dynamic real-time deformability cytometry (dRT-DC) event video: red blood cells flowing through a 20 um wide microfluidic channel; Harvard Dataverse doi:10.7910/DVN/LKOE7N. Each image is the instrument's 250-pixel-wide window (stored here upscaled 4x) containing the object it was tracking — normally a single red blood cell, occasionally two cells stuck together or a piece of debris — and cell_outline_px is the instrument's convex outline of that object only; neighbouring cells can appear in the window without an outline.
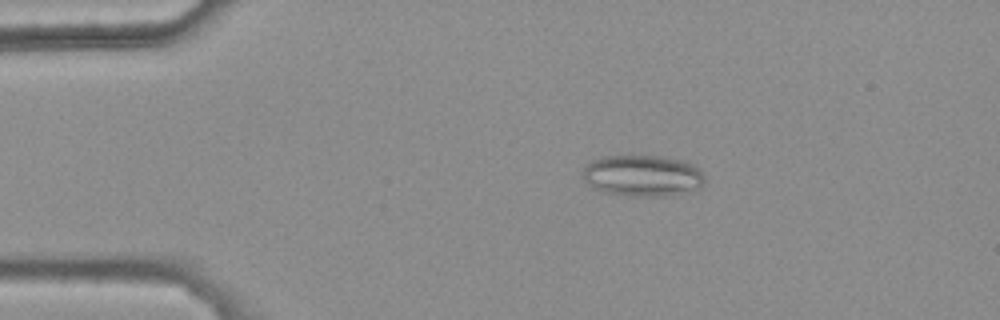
{"species": "common noctule bat (a hibernating species)", "species_latin": "Nyctalus noctula", "temperature_condition": "warm", "stored_images_in_passage": 47, "camera_frame_rate_fps": 3000, "um_per_image_px": 0.085, "animal": {"sex": "female", "body_mass_g": 25.1}, "frame": {"image": 1, "passage_image": 10, "time_ms": 3.0, "image_size_px": [1000, 320], "cell_outline_px": [[704, 184], [700, 188], [692, 192], [668, 196], [624, 196], [600, 192], [592, 188], [584, 180], [580, 172], [588, 160], [600, 156], [664, 156], [684, 160], [692, 164], [704, 176]], "centroid_in_image_um": [54.56, 14.94], "position_along_channel_um": 30.4, "area_um2": 30.29}}
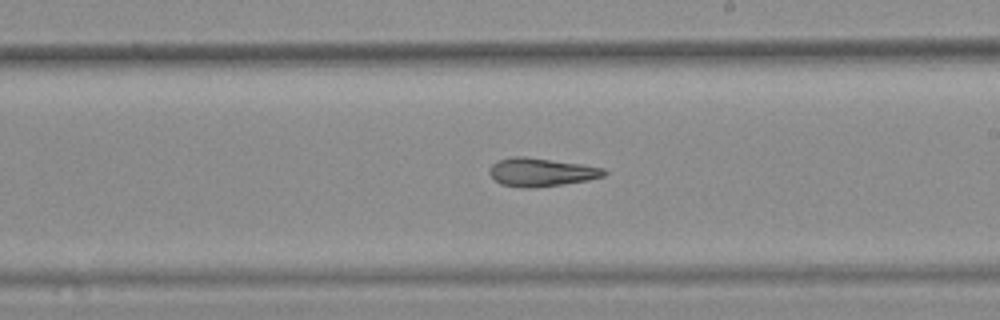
{"frame": {"image": 2, "passage_image": 31, "time_ms": 10.0, "image_size_px": [1000, 320], "cell_outline_px": [[608, 172], [604, 176], [588, 180], [560, 184], [528, 188], [524, 188], [500, 184], [488, 172], [492, 164], [496, 160], [512, 156], [524, 156], [580, 164], [604, 168]], "centroid_in_image_um": [45.97, 14.62], "position_along_channel_um": 243.0, "area_um2": 18.79}}
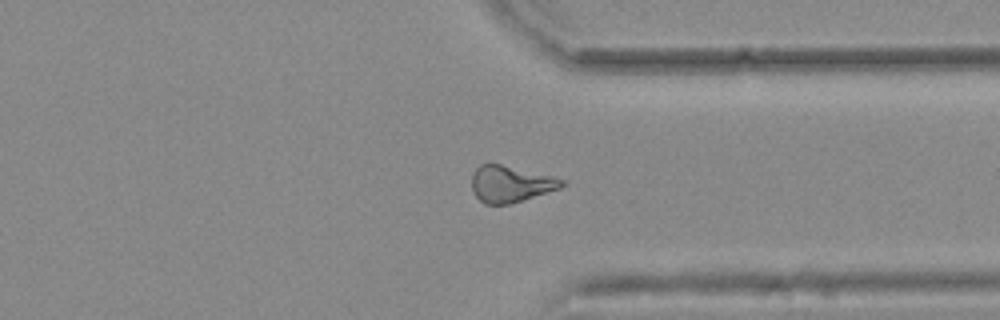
{"frame": {"image": 3, "passage_image": 41, "time_ms": 13.333, "image_size_px": [1000, 320], "cell_outline_px": [[568, 184], [560, 188], [512, 204], [484, 204], [472, 192], [472, 172], [480, 164], [500, 164], [552, 176], [564, 180]], "centroid_in_image_um": [43.39, 15.64], "position_along_channel_um": 368.0, "area_um2": 19.19}, "authors_computed_cell_mechanics": {"area_um2": 19.7676, "velocity_mm_per_s": 3.7666, "shape_relaxation_time_tau1_ms": null, "shape_relaxation_time_tau2_ms": 4.3565, "deformation_change_tau1": null, "deformation_change_tau2": 0.1482}}